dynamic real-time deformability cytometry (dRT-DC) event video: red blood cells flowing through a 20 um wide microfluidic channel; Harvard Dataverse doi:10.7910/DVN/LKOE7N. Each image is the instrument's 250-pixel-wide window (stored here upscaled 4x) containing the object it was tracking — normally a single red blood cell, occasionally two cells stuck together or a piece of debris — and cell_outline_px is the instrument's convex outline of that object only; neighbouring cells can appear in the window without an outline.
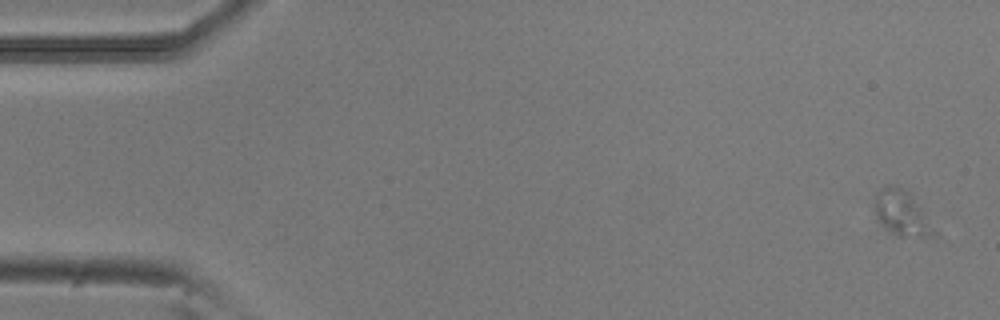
{"species": "common noctule bat (a hibernating species)", "species_latin": "Nyctalus noctula", "temperature_condition": "room temperature", "stored_images_in_passage": 6, "camera_frame_rate_fps": 3000, "um_per_image_px": 0.085, "animal": {"sex": "male", "body_mass_g": 20.5, "forearm_length_mm": 52.5}, "frame": {"image": 1, "passage_image": 1, "time_ms": 0.0, "image_size_px": [1000, 320], "cell_outline_px": [[936, 236], [896, 236], [884, 228], [876, 220], [876, 192], [884, 184], [896, 184], [908, 192], [920, 208], [936, 232]], "centroid_in_image_um": [76.59, 18.11], "position_along_channel_um": 8.4, "area_um2": 15.37}}
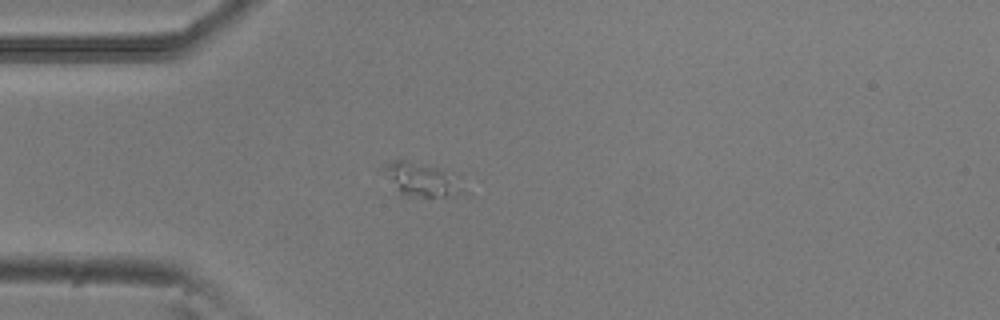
{"frame": {"image": 2, "passage_image": 4, "time_ms": 1.0, "image_size_px": [1000, 320], "cell_outline_px": [[472, 196], [400, 196], [384, 172], [384, 164], [392, 160], [404, 160], [436, 168], [444, 172], [468, 192]], "centroid_in_image_um": [35.81, 15.32], "position_along_channel_um": 49.2, "area_um2": 15.09}}
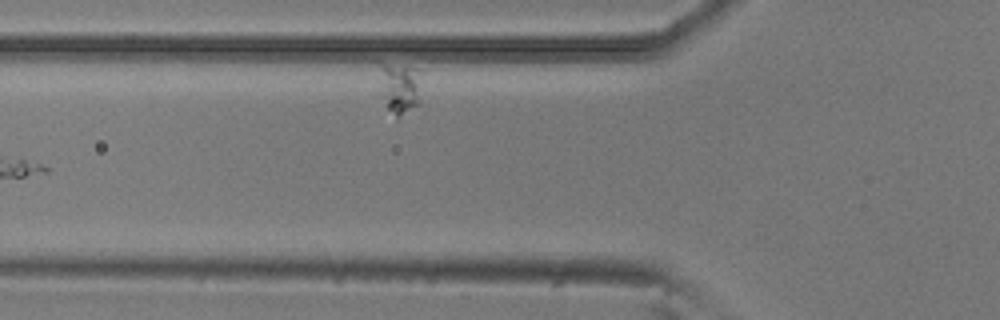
{"frame": {"image": 3, "passage_image": 6, "time_ms": 1.667, "image_size_px": [1000, 320], "cell_outline_px": [[424, 72], [420, 104], [396, 120], [380, 96], [380, 64], [384, 64], [416, 68]], "centroid_in_image_um": [34.06, 7.51], "position_along_channel_um": 91.7, "area_um2": 13.29}}